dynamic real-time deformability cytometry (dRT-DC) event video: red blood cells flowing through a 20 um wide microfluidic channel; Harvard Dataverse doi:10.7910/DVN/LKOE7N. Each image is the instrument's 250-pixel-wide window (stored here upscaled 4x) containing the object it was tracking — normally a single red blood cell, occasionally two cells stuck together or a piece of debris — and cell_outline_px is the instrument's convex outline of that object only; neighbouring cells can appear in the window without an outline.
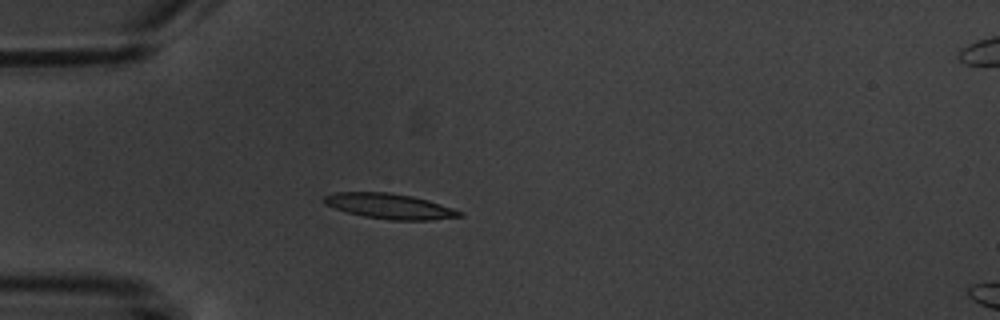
{"species": "common noctule bat (a hibernating species)", "species_latin": "Nyctalus noctula", "temperature_condition": "warm", "stored_images_in_passage": 5, "segment_of_instrument_passage": [1, 2], "camera_frame_rate_fps": 3000, "um_per_image_px": 0.085, "animal": {"sex": "male", "body_mass_g": 20.1, "forearm_length_mm": 53.5}, "frame": {"image": 1, "passage_image": 4, "time_ms": 4.667, "image_size_px": [1000, 320], "cell_outline_px": [[464, 216], [432, 220], [392, 220], [364, 216], [348, 212], [324, 204], [320, 200], [324, 196], [336, 192], [388, 192], [412, 196], [428, 200], [464, 212]], "centroid_in_image_um": [33.12, 17.52], "position_along_channel_um": 51.9, "area_um2": 19.94}}